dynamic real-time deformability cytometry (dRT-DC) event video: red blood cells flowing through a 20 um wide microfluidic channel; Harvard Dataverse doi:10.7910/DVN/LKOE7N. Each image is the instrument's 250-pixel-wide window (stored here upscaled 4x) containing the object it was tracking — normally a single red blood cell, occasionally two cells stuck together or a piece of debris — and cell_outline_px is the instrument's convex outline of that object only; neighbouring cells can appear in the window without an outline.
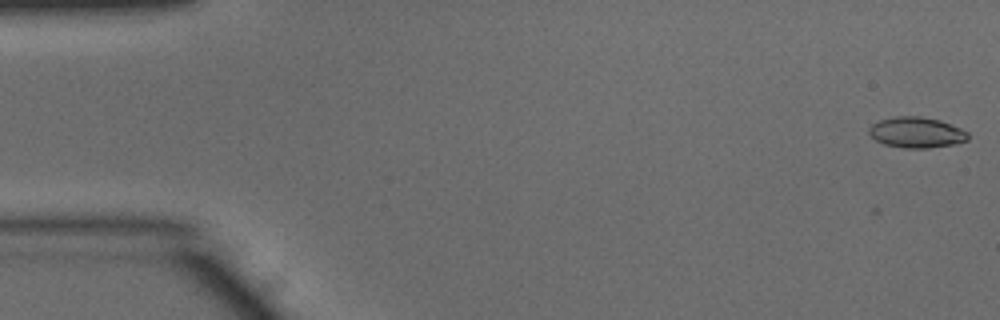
{"species": "common noctule bat (a hibernating species)", "species_latin": "Nyctalus noctula", "temperature_condition": "warm", "stored_images_in_passage": 5, "camera_frame_rate_fps": 3000, "um_per_image_px": 0.085, "animal": {"sex": "male", "body_mass_g": 15.6}, "frame": {"image": 1, "passage_image": 1, "time_ms": 0.0, "image_size_px": [1000, 320], "cell_outline_px": [[968, 140], [952, 144], [928, 148], [904, 148], [884, 144], [876, 140], [868, 132], [868, 128], [872, 124], [880, 120], [892, 116], [920, 116], [940, 120], [960, 128], [968, 132]], "centroid_in_image_um": [77.88, 11.25], "position_along_channel_um": 7.1, "area_um2": 17.69}}